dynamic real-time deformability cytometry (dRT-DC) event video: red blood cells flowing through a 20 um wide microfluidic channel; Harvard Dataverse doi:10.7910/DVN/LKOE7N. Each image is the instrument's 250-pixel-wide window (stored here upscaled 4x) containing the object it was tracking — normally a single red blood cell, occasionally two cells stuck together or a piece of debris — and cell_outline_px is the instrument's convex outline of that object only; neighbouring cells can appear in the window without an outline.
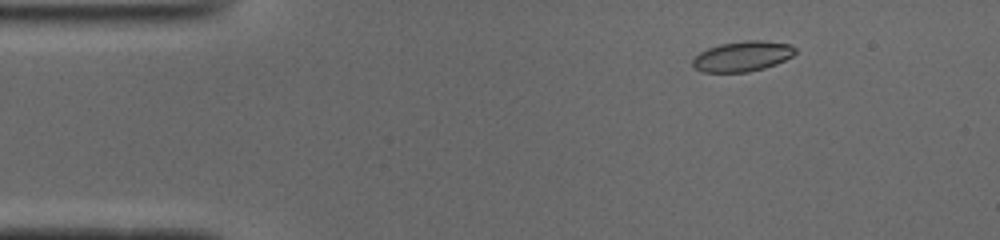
{"species": "common noctule bat (a hibernating species)", "species_latin": "Nyctalus noctula", "temperature_condition": "cold", "stored_images_in_passage": 51, "camera_frame_rate_fps": 3000, "um_per_image_px": 0.085, "animal": {"sex": "male", "body_mass_g": 19.0, "forearm_length_mm": 50.8}, "frame": {"image": 1, "passage_image": 7, "time_ms": 2.0, "image_size_px": [1000, 240], "cell_outline_px": [[796, 52], [792, 56], [776, 64], [764, 68], [748, 72], [704, 72], [696, 68], [692, 64], [692, 60], [700, 52], [708, 48], [720, 44], [748, 40], [760, 40], [788, 44], [796, 48]], "centroid_in_image_um": [63.11, 4.79], "position_along_channel_um": 21.9, "area_um2": 17.92}}
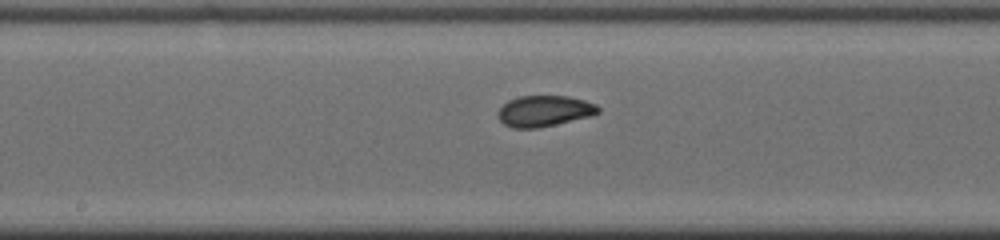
{"frame": {"image": 2, "passage_image": 26, "time_ms": 8.333, "image_size_px": [1000, 240], "cell_outline_px": [[600, 112], [592, 116], [556, 124], [536, 128], [512, 128], [504, 124], [500, 120], [500, 108], [508, 100], [520, 96], [568, 96], [584, 100], [596, 104], [600, 108]], "centroid_in_image_um": [46.31, 9.43], "position_along_channel_um": 201.9, "area_um2": 17.98}}
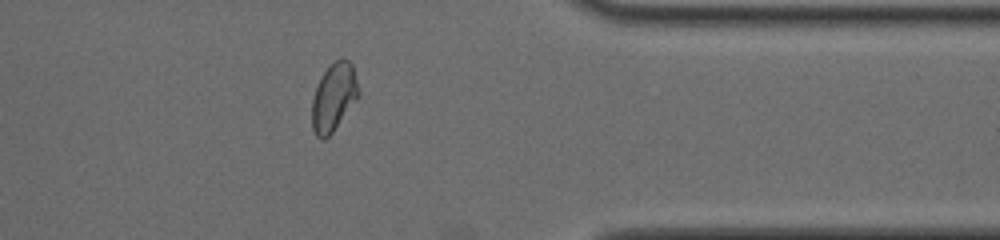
{"frame": {"image": 3, "passage_image": 41, "time_ms": 13.333, "image_size_px": [1000, 240], "cell_outline_px": [[360, 96], [332, 132], [324, 140], [320, 140], [316, 136], [312, 128], [312, 100], [316, 88], [324, 72], [336, 60], [348, 60], [352, 64], [360, 92]], "centroid_in_image_um": [28.38, 8.3], "position_along_channel_um": 383.0, "area_um2": 18.21}, "authors_computed_cell_mechanics": {"area_um2": 17.9758, "velocity_mm_per_s": 3.9273, "shape_relaxation_time_tau1_ms": 8.949, "shape_relaxation_time_tau2_ms": 1.0304, "deformation_change_tau1": 0.1952, "deformation_change_tau2": 0.0474}}